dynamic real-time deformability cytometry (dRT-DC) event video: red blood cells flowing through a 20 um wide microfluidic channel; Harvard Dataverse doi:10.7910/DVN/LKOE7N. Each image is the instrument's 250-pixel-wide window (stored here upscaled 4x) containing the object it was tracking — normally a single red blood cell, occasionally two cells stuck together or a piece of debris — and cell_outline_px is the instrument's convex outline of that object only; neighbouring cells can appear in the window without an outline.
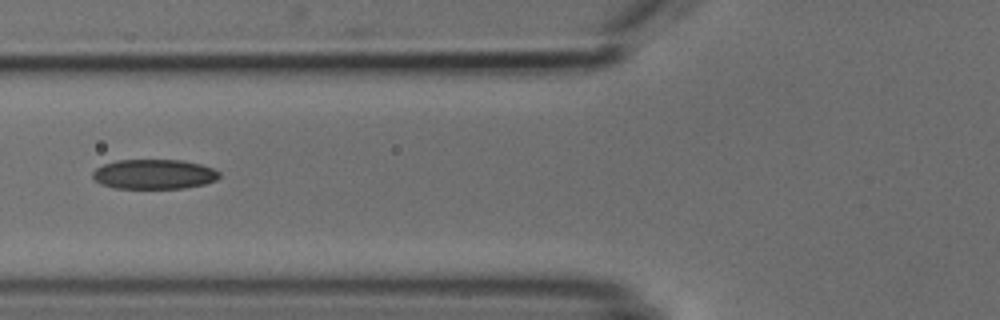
{"species": "common noctule bat (a hibernating species)", "species_latin": "Nyctalus noctula", "temperature_condition": "cold", "stored_images_in_passage": 6, "camera_frame_rate_fps": 3000, "um_per_image_px": 0.085, "animal": {"sex": "male", "body_mass_g": 18.8}, "frame": {"image": 1, "passage_image": 6, "time_ms": 6.667, "image_size_px": [1000, 320], "cell_outline_px": [[220, 176], [216, 180], [204, 184], [184, 188], [112, 188], [100, 184], [92, 180], [92, 172], [96, 168], [104, 164], [116, 160], [184, 160], [200, 164], [212, 168], [220, 172]], "centroid_in_image_um": [13.06, 14.81], "position_along_channel_um": 112.7, "area_um2": 22.14}}